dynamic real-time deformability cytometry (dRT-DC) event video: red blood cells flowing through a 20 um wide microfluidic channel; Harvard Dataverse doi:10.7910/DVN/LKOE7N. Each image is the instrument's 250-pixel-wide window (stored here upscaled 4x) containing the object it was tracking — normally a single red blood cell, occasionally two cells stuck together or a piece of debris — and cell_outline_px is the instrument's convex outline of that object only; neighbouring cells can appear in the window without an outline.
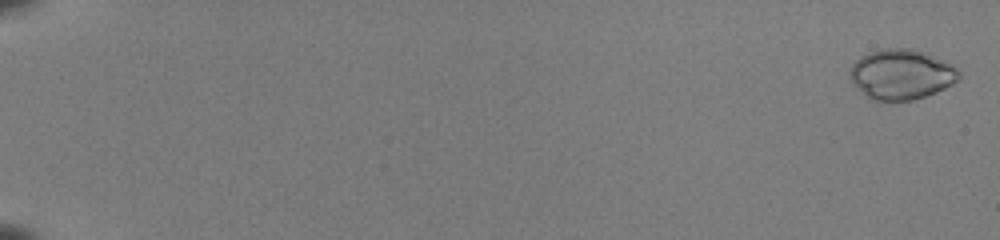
{"species": "common noctule bat (a hibernating species)", "species_latin": "Nyctalus noctula", "temperature_condition": "room temperature", "stored_images_in_passage": 54, "camera_frame_rate_fps": 3000, "um_per_image_px": 0.085, "animal": {"sex": "female", "body_mass_g": 22.0, "forearm_length_mm": 56.7}, "frame": {"image": 1, "passage_image": 2, "time_ms": 0.333, "image_size_px": [1000, 240], "cell_outline_px": [[960, 80], [936, 92], [912, 100], [868, 100], [852, 84], [848, 76], [848, 72], [852, 64], [860, 56], [868, 52], [880, 48], [908, 48], [920, 52], [940, 60], [956, 68], [960, 72]], "centroid_in_image_um": [76.52, 6.34], "position_along_channel_um": 8.5, "area_um2": 31.85}}
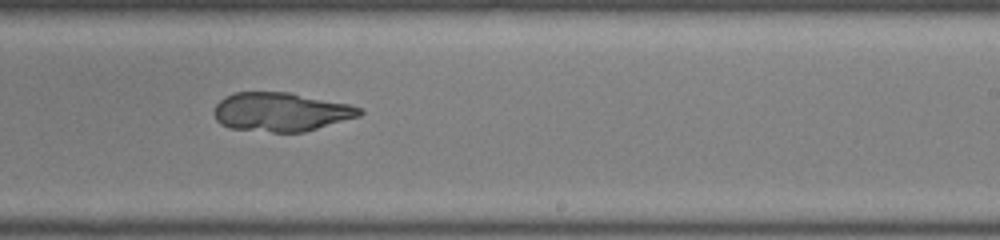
{"frame": {"image": 2, "passage_image": 37, "time_ms": 12.0, "image_size_px": [1000, 240], "cell_outline_px": [[364, 112], [360, 116], [304, 132], [272, 132], [228, 128], [220, 124], [216, 120], [212, 112], [216, 104], [224, 96], [236, 92], [288, 92], [348, 104], [360, 108]], "centroid_in_image_um": [23.83, 9.52], "position_along_channel_um": 265.2, "area_um2": 33.0}}
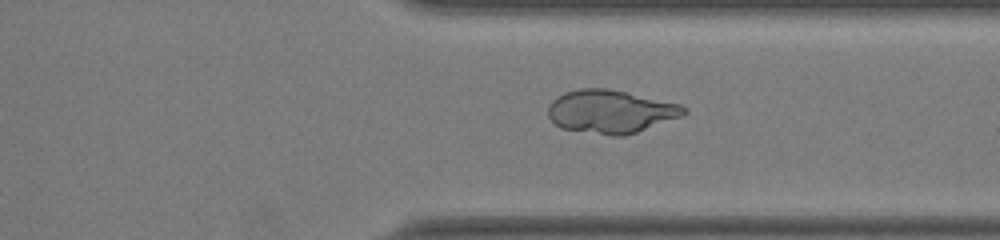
{"frame": {"image": 3, "passage_image": 44, "time_ms": 14.333, "image_size_px": [1000, 240], "cell_outline_px": [[688, 112], [680, 116], [636, 132], [624, 136], [612, 136], [560, 128], [548, 116], [548, 104], [556, 96], [564, 92], [580, 88], [608, 88], [680, 104], [688, 108]], "centroid_in_image_um": [51.86, 9.47], "position_along_channel_um": 359.5, "area_um2": 34.1}}